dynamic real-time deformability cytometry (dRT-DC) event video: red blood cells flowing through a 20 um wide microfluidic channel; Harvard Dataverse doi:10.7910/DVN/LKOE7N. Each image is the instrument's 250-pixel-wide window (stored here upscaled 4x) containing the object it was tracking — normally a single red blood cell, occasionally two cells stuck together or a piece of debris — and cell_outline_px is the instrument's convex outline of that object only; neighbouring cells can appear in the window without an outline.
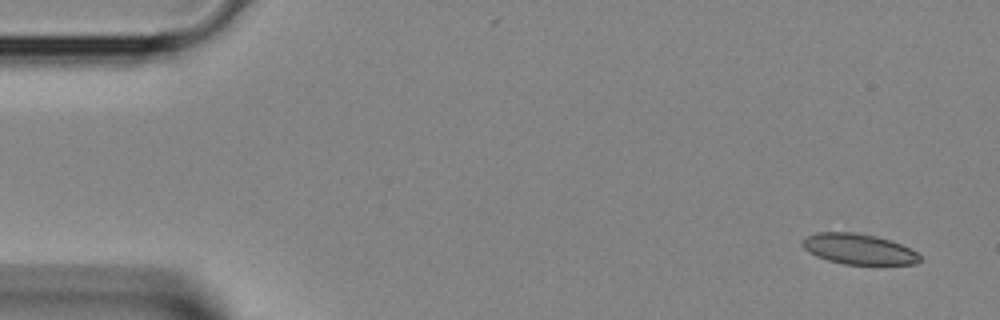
{"species": "Egyptian fruit bat (a non-hibernating species)", "species_latin": "Rousettus aegyptiacus", "temperature_condition": "room temperature", "stored_images_in_passage": 3, "camera_frame_rate_fps": 3000, "um_per_image_px": 0.085, "animal": {"sex": "female"}, "frame": {"image": 1, "passage_image": 1, "time_ms": 0.0, "image_size_px": [1000, 320], "cell_outline_px": [[920, 260], [916, 264], [844, 264], [828, 260], [816, 256], [808, 252], [800, 244], [800, 240], [804, 236], [816, 232], [860, 232], [876, 236], [900, 244], [916, 252], [920, 256]], "centroid_in_image_um": [72.9, 21.15], "position_along_channel_um": 12.1, "area_um2": 20.98}}